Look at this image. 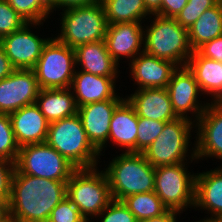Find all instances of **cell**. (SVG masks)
<instances>
[{
  "label": "cell",
  "instance_id": "obj_1",
  "mask_svg": "<svg viewBox=\"0 0 222 222\" xmlns=\"http://www.w3.org/2000/svg\"><path fill=\"white\" fill-rule=\"evenodd\" d=\"M67 196V181H55L14 170L10 213L18 222H48L52 210Z\"/></svg>",
  "mask_w": 222,
  "mask_h": 222
},
{
  "label": "cell",
  "instance_id": "obj_2",
  "mask_svg": "<svg viewBox=\"0 0 222 222\" xmlns=\"http://www.w3.org/2000/svg\"><path fill=\"white\" fill-rule=\"evenodd\" d=\"M104 171L112 200L122 201L133 194L154 191L155 167L142 153L123 151L109 162Z\"/></svg>",
  "mask_w": 222,
  "mask_h": 222
},
{
  "label": "cell",
  "instance_id": "obj_3",
  "mask_svg": "<svg viewBox=\"0 0 222 222\" xmlns=\"http://www.w3.org/2000/svg\"><path fill=\"white\" fill-rule=\"evenodd\" d=\"M46 143L76 169L98 165L100 153L87 138L78 114L50 123Z\"/></svg>",
  "mask_w": 222,
  "mask_h": 222
},
{
  "label": "cell",
  "instance_id": "obj_4",
  "mask_svg": "<svg viewBox=\"0 0 222 222\" xmlns=\"http://www.w3.org/2000/svg\"><path fill=\"white\" fill-rule=\"evenodd\" d=\"M151 25L144 28V52L159 59L186 66L193 49L189 43L188 29L175 18L153 14Z\"/></svg>",
  "mask_w": 222,
  "mask_h": 222
},
{
  "label": "cell",
  "instance_id": "obj_5",
  "mask_svg": "<svg viewBox=\"0 0 222 222\" xmlns=\"http://www.w3.org/2000/svg\"><path fill=\"white\" fill-rule=\"evenodd\" d=\"M97 168L76 169L67 181V197L87 222H92L90 218H96L112 201L107 175Z\"/></svg>",
  "mask_w": 222,
  "mask_h": 222
},
{
  "label": "cell",
  "instance_id": "obj_6",
  "mask_svg": "<svg viewBox=\"0 0 222 222\" xmlns=\"http://www.w3.org/2000/svg\"><path fill=\"white\" fill-rule=\"evenodd\" d=\"M57 40L75 49L79 45L104 40L108 22L102 2L62 10Z\"/></svg>",
  "mask_w": 222,
  "mask_h": 222
},
{
  "label": "cell",
  "instance_id": "obj_7",
  "mask_svg": "<svg viewBox=\"0 0 222 222\" xmlns=\"http://www.w3.org/2000/svg\"><path fill=\"white\" fill-rule=\"evenodd\" d=\"M194 126L195 123L192 120L182 117L166 122L160 135L142 152L145 159L153 167L189 162V158L191 163L194 159L197 161L195 148L192 147V150H189L191 130L195 128Z\"/></svg>",
  "mask_w": 222,
  "mask_h": 222
},
{
  "label": "cell",
  "instance_id": "obj_8",
  "mask_svg": "<svg viewBox=\"0 0 222 222\" xmlns=\"http://www.w3.org/2000/svg\"><path fill=\"white\" fill-rule=\"evenodd\" d=\"M187 163L155 167L154 192L168 210L183 213L194 207L196 173L188 171Z\"/></svg>",
  "mask_w": 222,
  "mask_h": 222
},
{
  "label": "cell",
  "instance_id": "obj_9",
  "mask_svg": "<svg viewBox=\"0 0 222 222\" xmlns=\"http://www.w3.org/2000/svg\"><path fill=\"white\" fill-rule=\"evenodd\" d=\"M75 70V50L52 37L33 68L41 89L70 88Z\"/></svg>",
  "mask_w": 222,
  "mask_h": 222
},
{
  "label": "cell",
  "instance_id": "obj_10",
  "mask_svg": "<svg viewBox=\"0 0 222 222\" xmlns=\"http://www.w3.org/2000/svg\"><path fill=\"white\" fill-rule=\"evenodd\" d=\"M15 169L19 173L55 181H68L76 170L46 142L20 147Z\"/></svg>",
  "mask_w": 222,
  "mask_h": 222
},
{
  "label": "cell",
  "instance_id": "obj_11",
  "mask_svg": "<svg viewBox=\"0 0 222 222\" xmlns=\"http://www.w3.org/2000/svg\"><path fill=\"white\" fill-rule=\"evenodd\" d=\"M167 91L171 100L173 112L176 116L193 120L195 123L209 104L208 102L203 104L198 100L202 92L193 72L187 65L179 66L174 71L168 83ZM188 112L192 114L191 117H189ZM193 117L195 118L193 119Z\"/></svg>",
  "mask_w": 222,
  "mask_h": 222
},
{
  "label": "cell",
  "instance_id": "obj_12",
  "mask_svg": "<svg viewBox=\"0 0 222 222\" xmlns=\"http://www.w3.org/2000/svg\"><path fill=\"white\" fill-rule=\"evenodd\" d=\"M43 23L27 22L21 29L0 39L6 56L15 69H33L41 56L43 47L50 39L36 35L35 28Z\"/></svg>",
  "mask_w": 222,
  "mask_h": 222
},
{
  "label": "cell",
  "instance_id": "obj_13",
  "mask_svg": "<svg viewBox=\"0 0 222 222\" xmlns=\"http://www.w3.org/2000/svg\"><path fill=\"white\" fill-rule=\"evenodd\" d=\"M40 90L33 69H15L0 80V113L10 114L35 104Z\"/></svg>",
  "mask_w": 222,
  "mask_h": 222
},
{
  "label": "cell",
  "instance_id": "obj_14",
  "mask_svg": "<svg viewBox=\"0 0 222 222\" xmlns=\"http://www.w3.org/2000/svg\"><path fill=\"white\" fill-rule=\"evenodd\" d=\"M211 103V104H210ZM195 123L196 160L216 158L222 160V103L210 102Z\"/></svg>",
  "mask_w": 222,
  "mask_h": 222
},
{
  "label": "cell",
  "instance_id": "obj_15",
  "mask_svg": "<svg viewBox=\"0 0 222 222\" xmlns=\"http://www.w3.org/2000/svg\"><path fill=\"white\" fill-rule=\"evenodd\" d=\"M123 100L108 99L78 107L77 114L81 118L87 138L100 155L103 148L107 147L112 114Z\"/></svg>",
  "mask_w": 222,
  "mask_h": 222
},
{
  "label": "cell",
  "instance_id": "obj_16",
  "mask_svg": "<svg viewBox=\"0 0 222 222\" xmlns=\"http://www.w3.org/2000/svg\"><path fill=\"white\" fill-rule=\"evenodd\" d=\"M143 22H124L108 24L104 38L107 51L119 64L120 58L133 60L138 54L144 52V26ZM142 48V49H141ZM132 58V59H131Z\"/></svg>",
  "mask_w": 222,
  "mask_h": 222
},
{
  "label": "cell",
  "instance_id": "obj_17",
  "mask_svg": "<svg viewBox=\"0 0 222 222\" xmlns=\"http://www.w3.org/2000/svg\"><path fill=\"white\" fill-rule=\"evenodd\" d=\"M132 80L137 84V89L167 88L172 74L178 66L168 60L159 59L142 52L131 63L129 62Z\"/></svg>",
  "mask_w": 222,
  "mask_h": 222
},
{
  "label": "cell",
  "instance_id": "obj_18",
  "mask_svg": "<svg viewBox=\"0 0 222 222\" xmlns=\"http://www.w3.org/2000/svg\"><path fill=\"white\" fill-rule=\"evenodd\" d=\"M118 76H98L76 69L70 89L77 107L108 99H125L116 95Z\"/></svg>",
  "mask_w": 222,
  "mask_h": 222
},
{
  "label": "cell",
  "instance_id": "obj_19",
  "mask_svg": "<svg viewBox=\"0 0 222 222\" xmlns=\"http://www.w3.org/2000/svg\"><path fill=\"white\" fill-rule=\"evenodd\" d=\"M9 116L19 147L46 142L50 123L36 104L24 106Z\"/></svg>",
  "mask_w": 222,
  "mask_h": 222
},
{
  "label": "cell",
  "instance_id": "obj_20",
  "mask_svg": "<svg viewBox=\"0 0 222 222\" xmlns=\"http://www.w3.org/2000/svg\"><path fill=\"white\" fill-rule=\"evenodd\" d=\"M211 214L204 220L222 221V163L214 170L196 173L194 209Z\"/></svg>",
  "mask_w": 222,
  "mask_h": 222
},
{
  "label": "cell",
  "instance_id": "obj_21",
  "mask_svg": "<svg viewBox=\"0 0 222 222\" xmlns=\"http://www.w3.org/2000/svg\"><path fill=\"white\" fill-rule=\"evenodd\" d=\"M138 117L169 122L177 118L167 88L138 89L126 97Z\"/></svg>",
  "mask_w": 222,
  "mask_h": 222
},
{
  "label": "cell",
  "instance_id": "obj_22",
  "mask_svg": "<svg viewBox=\"0 0 222 222\" xmlns=\"http://www.w3.org/2000/svg\"><path fill=\"white\" fill-rule=\"evenodd\" d=\"M137 126L136 111L125 98L112 114L108 141L122 147L124 152H137Z\"/></svg>",
  "mask_w": 222,
  "mask_h": 222
},
{
  "label": "cell",
  "instance_id": "obj_23",
  "mask_svg": "<svg viewBox=\"0 0 222 222\" xmlns=\"http://www.w3.org/2000/svg\"><path fill=\"white\" fill-rule=\"evenodd\" d=\"M76 68L98 76H117L118 63L110 56L104 40L82 44L75 49ZM81 65V68L78 66Z\"/></svg>",
  "mask_w": 222,
  "mask_h": 222
},
{
  "label": "cell",
  "instance_id": "obj_24",
  "mask_svg": "<svg viewBox=\"0 0 222 222\" xmlns=\"http://www.w3.org/2000/svg\"><path fill=\"white\" fill-rule=\"evenodd\" d=\"M187 66L193 72L202 94L211 95V102H221L222 62L206 58L193 51Z\"/></svg>",
  "mask_w": 222,
  "mask_h": 222
},
{
  "label": "cell",
  "instance_id": "obj_25",
  "mask_svg": "<svg viewBox=\"0 0 222 222\" xmlns=\"http://www.w3.org/2000/svg\"><path fill=\"white\" fill-rule=\"evenodd\" d=\"M49 123L77 114L73 92L66 89H41L35 103Z\"/></svg>",
  "mask_w": 222,
  "mask_h": 222
},
{
  "label": "cell",
  "instance_id": "obj_26",
  "mask_svg": "<svg viewBox=\"0 0 222 222\" xmlns=\"http://www.w3.org/2000/svg\"><path fill=\"white\" fill-rule=\"evenodd\" d=\"M222 35V5L205 10L188 29L189 43L193 51L200 46Z\"/></svg>",
  "mask_w": 222,
  "mask_h": 222
},
{
  "label": "cell",
  "instance_id": "obj_27",
  "mask_svg": "<svg viewBox=\"0 0 222 222\" xmlns=\"http://www.w3.org/2000/svg\"><path fill=\"white\" fill-rule=\"evenodd\" d=\"M102 4L108 24L141 22L146 16L153 18L144 0H102Z\"/></svg>",
  "mask_w": 222,
  "mask_h": 222
},
{
  "label": "cell",
  "instance_id": "obj_28",
  "mask_svg": "<svg viewBox=\"0 0 222 222\" xmlns=\"http://www.w3.org/2000/svg\"><path fill=\"white\" fill-rule=\"evenodd\" d=\"M122 202L138 222L163 215L168 210L154 191L127 196Z\"/></svg>",
  "mask_w": 222,
  "mask_h": 222
},
{
  "label": "cell",
  "instance_id": "obj_29",
  "mask_svg": "<svg viewBox=\"0 0 222 222\" xmlns=\"http://www.w3.org/2000/svg\"><path fill=\"white\" fill-rule=\"evenodd\" d=\"M8 4L20 15L26 22L43 23L51 15V9L43 0H6ZM50 14V15H49Z\"/></svg>",
  "mask_w": 222,
  "mask_h": 222
},
{
  "label": "cell",
  "instance_id": "obj_30",
  "mask_svg": "<svg viewBox=\"0 0 222 222\" xmlns=\"http://www.w3.org/2000/svg\"><path fill=\"white\" fill-rule=\"evenodd\" d=\"M19 148L9 114L0 113V157L15 163Z\"/></svg>",
  "mask_w": 222,
  "mask_h": 222
},
{
  "label": "cell",
  "instance_id": "obj_31",
  "mask_svg": "<svg viewBox=\"0 0 222 222\" xmlns=\"http://www.w3.org/2000/svg\"><path fill=\"white\" fill-rule=\"evenodd\" d=\"M164 121L138 117L137 153L145 151L160 135L165 126Z\"/></svg>",
  "mask_w": 222,
  "mask_h": 222
},
{
  "label": "cell",
  "instance_id": "obj_32",
  "mask_svg": "<svg viewBox=\"0 0 222 222\" xmlns=\"http://www.w3.org/2000/svg\"><path fill=\"white\" fill-rule=\"evenodd\" d=\"M218 2L219 0H188L175 19L184 28L189 29L205 10L215 6Z\"/></svg>",
  "mask_w": 222,
  "mask_h": 222
},
{
  "label": "cell",
  "instance_id": "obj_33",
  "mask_svg": "<svg viewBox=\"0 0 222 222\" xmlns=\"http://www.w3.org/2000/svg\"><path fill=\"white\" fill-rule=\"evenodd\" d=\"M26 23L6 0H0V39L21 29Z\"/></svg>",
  "mask_w": 222,
  "mask_h": 222
},
{
  "label": "cell",
  "instance_id": "obj_34",
  "mask_svg": "<svg viewBox=\"0 0 222 222\" xmlns=\"http://www.w3.org/2000/svg\"><path fill=\"white\" fill-rule=\"evenodd\" d=\"M48 222H87L66 196L51 212Z\"/></svg>",
  "mask_w": 222,
  "mask_h": 222
},
{
  "label": "cell",
  "instance_id": "obj_35",
  "mask_svg": "<svg viewBox=\"0 0 222 222\" xmlns=\"http://www.w3.org/2000/svg\"><path fill=\"white\" fill-rule=\"evenodd\" d=\"M96 217L100 222H138L133 213L122 201L112 200L107 207Z\"/></svg>",
  "mask_w": 222,
  "mask_h": 222
},
{
  "label": "cell",
  "instance_id": "obj_36",
  "mask_svg": "<svg viewBox=\"0 0 222 222\" xmlns=\"http://www.w3.org/2000/svg\"><path fill=\"white\" fill-rule=\"evenodd\" d=\"M15 163L0 157V199L10 200Z\"/></svg>",
  "mask_w": 222,
  "mask_h": 222
},
{
  "label": "cell",
  "instance_id": "obj_37",
  "mask_svg": "<svg viewBox=\"0 0 222 222\" xmlns=\"http://www.w3.org/2000/svg\"><path fill=\"white\" fill-rule=\"evenodd\" d=\"M196 51L201 56L222 62V35L203 44Z\"/></svg>",
  "mask_w": 222,
  "mask_h": 222
},
{
  "label": "cell",
  "instance_id": "obj_38",
  "mask_svg": "<svg viewBox=\"0 0 222 222\" xmlns=\"http://www.w3.org/2000/svg\"><path fill=\"white\" fill-rule=\"evenodd\" d=\"M188 0H162L161 16L175 18L186 6Z\"/></svg>",
  "mask_w": 222,
  "mask_h": 222
},
{
  "label": "cell",
  "instance_id": "obj_39",
  "mask_svg": "<svg viewBox=\"0 0 222 222\" xmlns=\"http://www.w3.org/2000/svg\"><path fill=\"white\" fill-rule=\"evenodd\" d=\"M102 2V0H58V2L51 8V12L56 11L58 8L61 10L79 7V6H87L93 5ZM57 8V9H56Z\"/></svg>",
  "mask_w": 222,
  "mask_h": 222
},
{
  "label": "cell",
  "instance_id": "obj_40",
  "mask_svg": "<svg viewBox=\"0 0 222 222\" xmlns=\"http://www.w3.org/2000/svg\"><path fill=\"white\" fill-rule=\"evenodd\" d=\"M15 68L12 66L9 58L6 56L2 45L0 44V80L8 77Z\"/></svg>",
  "mask_w": 222,
  "mask_h": 222
},
{
  "label": "cell",
  "instance_id": "obj_41",
  "mask_svg": "<svg viewBox=\"0 0 222 222\" xmlns=\"http://www.w3.org/2000/svg\"><path fill=\"white\" fill-rule=\"evenodd\" d=\"M179 212L173 211V210H167L163 215L142 220L139 222H178L177 215L179 216Z\"/></svg>",
  "mask_w": 222,
  "mask_h": 222
},
{
  "label": "cell",
  "instance_id": "obj_42",
  "mask_svg": "<svg viewBox=\"0 0 222 222\" xmlns=\"http://www.w3.org/2000/svg\"><path fill=\"white\" fill-rule=\"evenodd\" d=\"M161 2L162 0H144L147 11L153 15L161 16Z\"/></svg>",
  "mask_w": 222,
  "mask_h": 222
},
{
  "label": "cell",
  "instance_id": "obj_43",
  "mask_svg": "<svg viewBox=\"0 0 222 222\" xmlns=\"http://www.w3.org/2000/svg\"><path fill=\"white\" fill-rule=\"evenodd\" d=\"M10 213L9 201L0 199V220Z\"/></svg>",
  "mask_w": 222,
  "mask_h": 222
},
{
  "label": "cell",
  "instance_id": "obj_44",
  "mask_svg": "<svg viewBox=\"0 0 222 222\" xmlns=\"http://www.w3.org/2000/svg\"><path fill=\"white\" fill-rule=\"evenodd\" d=\"M0 222H18L11 213H9L5 218L1 219Z\"/></svg>",
  "mask_w": 222,
  "mask_h": 222
},
{
  "label": "cell",
  "instance_id": "obj_45",
  "mask_svg": "<svg viewBox=\"0 0 222 222\" xmlns=\"http://www.w3.org/2000/svg\"><path fill=\"white\" fill-rule=\"evenodd\" d=\"M43 1L50 9L58 2V0H43Z\"/></svg>",
  "mask_w": 222,
  "mask_h": 222
},
{
  "label": "cell",
  "instance_id": "obj_46",
  "mask_svg": "<svg viewBox=\"0 0 222 222\" xmlns=\"http://www.w3.org/2000/svg\"><path fill=\"white\" fill-rule=\"evenodd\" d=\"M196 222H210V220H204L203 219L202 221L200 220V221H196Z\"/></svg>",
  "mask_w": 222,
  "mask_h": 222
}]
</instances>
